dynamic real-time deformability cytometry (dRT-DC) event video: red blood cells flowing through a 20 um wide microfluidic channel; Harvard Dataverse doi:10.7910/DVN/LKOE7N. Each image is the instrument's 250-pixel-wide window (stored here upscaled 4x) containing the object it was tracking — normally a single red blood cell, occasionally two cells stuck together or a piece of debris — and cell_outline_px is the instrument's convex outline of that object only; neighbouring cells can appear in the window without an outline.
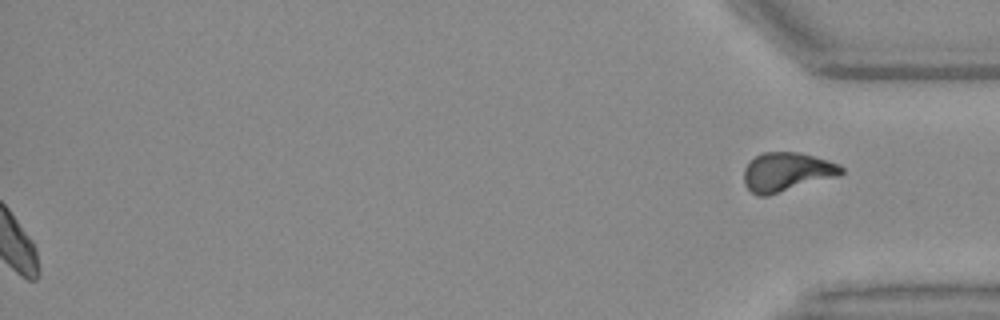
{"species": "Egyptian fruit bat (a non-hibernating species)", "species_latin": "Rousettus aegyptiacus", "temperature_condition": "warm", "stored_images_in_passage": 42, "segment_of_instrument_passage": [2, 2], "camera_frame_rate_fps": 3000, "um_per_image_px": 0.085, "animal": {"sex": "female"}, "frame": {"image": 1, "passage_image": 42, "time_ms": 13.667, "image_size_px": [1000, 320], "cell_outline_px": [[840, 172], [772, 192], [756, 192], [748, 184], [748, 168], [752, 160], [760, 156], [780, 152], [784, 152], [808, 156], [832, 164], [840, 168]], "centroid_in_image_um": [66.81, 14.55], "position_along_channel_um": 368.4, "area_um2": 17.92}}